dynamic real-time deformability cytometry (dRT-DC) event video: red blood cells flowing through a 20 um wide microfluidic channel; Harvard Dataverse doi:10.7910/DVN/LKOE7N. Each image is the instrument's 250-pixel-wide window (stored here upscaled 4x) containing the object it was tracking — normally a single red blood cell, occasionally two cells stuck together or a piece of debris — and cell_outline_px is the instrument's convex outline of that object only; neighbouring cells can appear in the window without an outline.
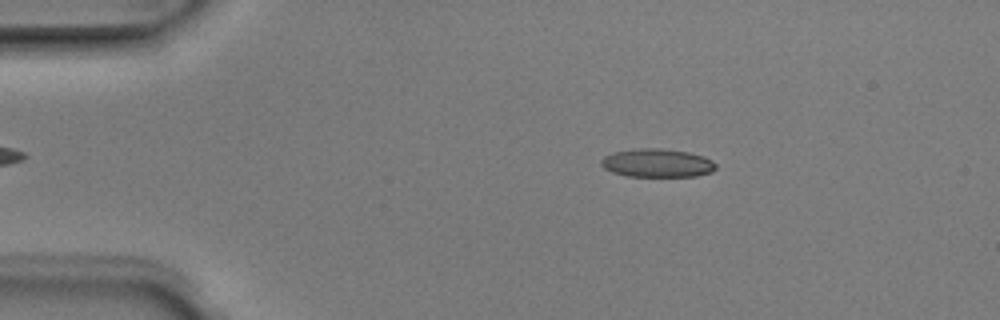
{"species": "Egyptian fruit bat (a non-hibernating species)", "species_latin": "Rousettus aegyptiacus", "temperature_condition": "room temperature", "stored_images_in_passage": 4, "camera_frame_rate_fps": 3000, "um_per_image_px": 0.085, "animal": {"sex": "male"}, "frame": {"image": 1, "passage_image": 2, "time_ms": 0.333, "image_size_px": [1000, 320], "cell_outline_px": [[716, 168], [712, 172], [696, 176], [624, 176], [612, 172], [604, 168], [600, 164], [600, 160], [604, 156], [612, 152], [632, 148], [660, 148], [688, 152], [704, 156], [712, 160], [716, 164]], "centroid_in_image_um": [55.83, 13.85], "position_along_channel_um": 29.2, "area_um2": 19.25}}
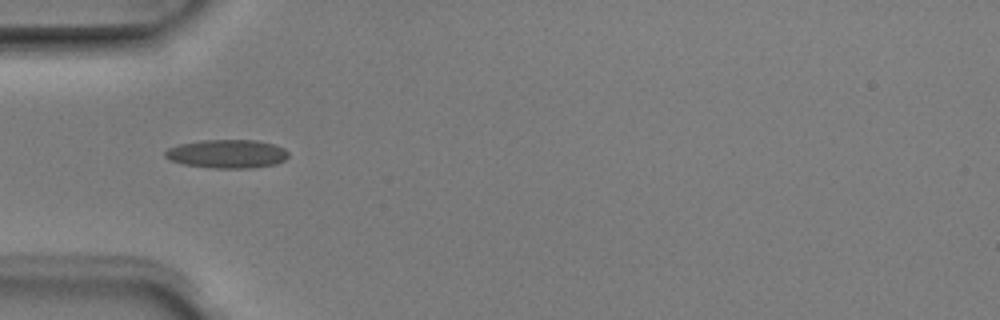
{"frame": {"image": 2, "passage_image": 4, "time_ms": 1.0, "image_size_px": [1000, 320], "cell_outline_px": [[288, 156], [284, 160], [276, 164], [252, 168], [212, 168], [184, 164], [168, 160], [164, 156], [164, 152], [168, 148], [176, 144], [200, 140], [256, 140], [276, 144], [284, 148], [288, 152]], "centroid_in_image_um": [19.28, 13.07], "position_along_channel_um": 65.7, "area_um2": 20.81}}